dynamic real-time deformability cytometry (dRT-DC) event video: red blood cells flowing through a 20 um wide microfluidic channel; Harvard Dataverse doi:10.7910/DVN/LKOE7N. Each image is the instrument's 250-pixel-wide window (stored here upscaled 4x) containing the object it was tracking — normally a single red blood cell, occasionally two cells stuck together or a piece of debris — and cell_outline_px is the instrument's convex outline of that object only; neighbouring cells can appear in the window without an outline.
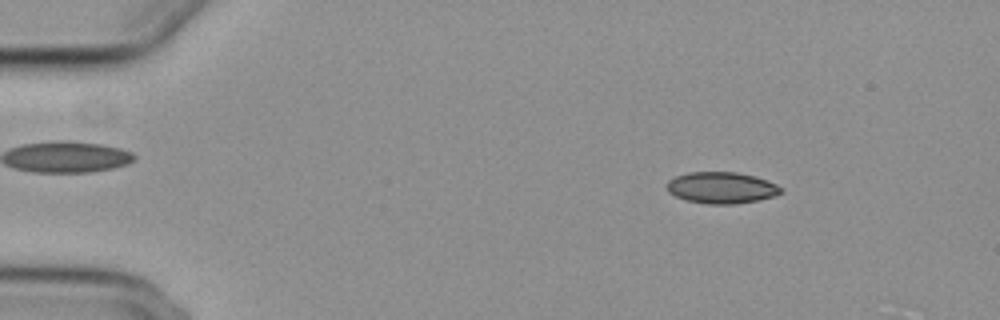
{"species": "common noctule bat (a hibernating species)", "species_latin": "Nyctalus noctula", "temperature_condition": "cold", "stored_images_in_passage": 16, "camera_frame_rate_fps": 3000, "um_per_image_px": 0.085, "animal": {"sex": "female", "body_mass_g": 29.2, "forearm_length_mm": 56.3}, "frame": {"image": 1, "passage_image": 7, "time_ms": 2.0, "image_size_px": [1000, 320], "cell_outline_px": [[784, 192], [776, 196], [760, 200], [736, 204], [708, 204], [684, 200], [668, 192], [668, 180], [676, 176], [688, 172], [736, 172], [756, 176], [776, 184], [784, 188]], "centroid_in_image_um": [61.38, 15.96], "position_along_channel_um": 23.6, "area_um2": 21.15}}
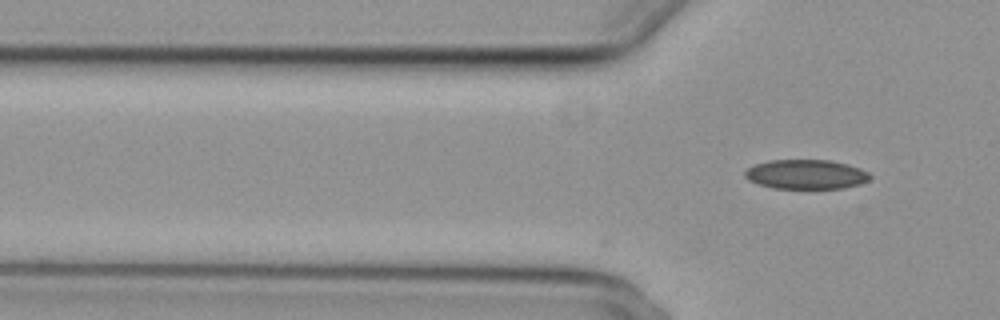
{"frame": {"image": 2, "passage_image": 16, "time_ms": 5.0, "image_size_px": [1000, 320], "cell_outline_px": [[872, 176], [868, 180], [860, 184], [844, 188], [772, 188], [748, 180], [744, 176], [744, 172], [748, 168], [756, 164], [768, 160], [828, 160], [848, 164], [860, 168], [868, 172]], "centroid_in_image_um": [68.52, 14.81], "position_along_channel_um": 57.3, "area_um2": 21.44}}